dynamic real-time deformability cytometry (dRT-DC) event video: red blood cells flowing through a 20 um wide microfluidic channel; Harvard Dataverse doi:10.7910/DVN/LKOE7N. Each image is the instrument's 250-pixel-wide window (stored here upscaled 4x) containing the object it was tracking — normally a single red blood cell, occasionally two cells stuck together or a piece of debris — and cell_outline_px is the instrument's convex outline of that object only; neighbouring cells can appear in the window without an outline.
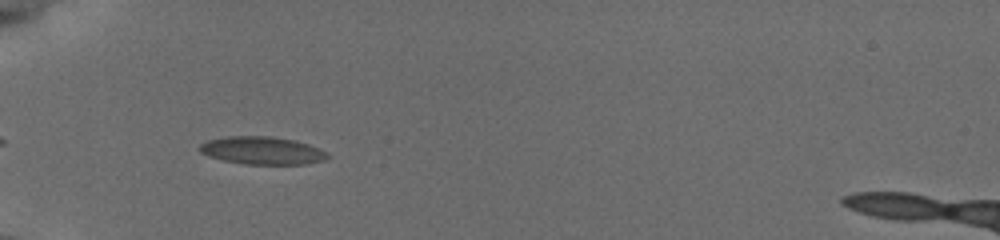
{"species": "common noctule bat (a hibernating species)", "species_latin": "Nyctalus noctula", "temperature_condition": "cold", "stored_images_in_passage": 11, "camera_frame_rate_fps": 3000, "um_per_image_px": 0.085, "animal": {"sex": "female", "body_mass_g": 19.5, "forearm_length_mm": 54.1}, "frame": {"image": 1, "passage_image": 4, "time_ms": 1.0, "image_size_px": [1000, 240], "cell_outline_px": [[332, 156], [324, 160], [308, 164], [244, 164], [224, 160], [208, 156], [200, 152], [200, 144], [208, 140], [228, 136], [268, 136], [292, 140], [308, 144]], "centroid_in_image_um": [22.27, 12.8], "position_along_channel_um": 62.7, "area_um2": 20.46}}
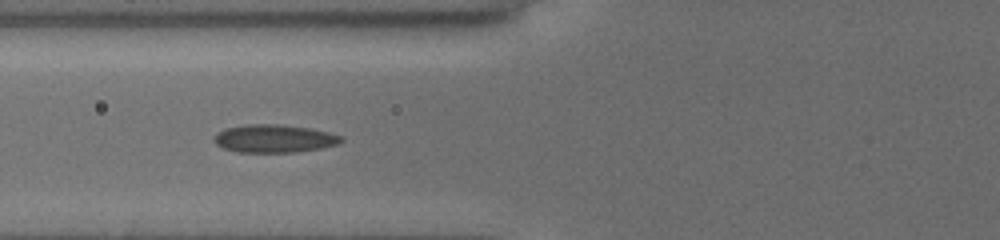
{"frame": {"image": 2, "passage_image": 8, "time_ms": 2.333, "image_size_px": [1000, 240], "cell_outline_px": [[344, 140], [336, 144], [320, 148], [292, 152], [240, 152], [224, 148], [216, 144], [212, 140], [224, 128], [248, 124], [276, 124], [308, 128], [328, 132], [340, 136]], "centroid_in_image_um": [23.28, 11.77], "position_along_channel_um": 102.5, "area_um2": 20.35}}